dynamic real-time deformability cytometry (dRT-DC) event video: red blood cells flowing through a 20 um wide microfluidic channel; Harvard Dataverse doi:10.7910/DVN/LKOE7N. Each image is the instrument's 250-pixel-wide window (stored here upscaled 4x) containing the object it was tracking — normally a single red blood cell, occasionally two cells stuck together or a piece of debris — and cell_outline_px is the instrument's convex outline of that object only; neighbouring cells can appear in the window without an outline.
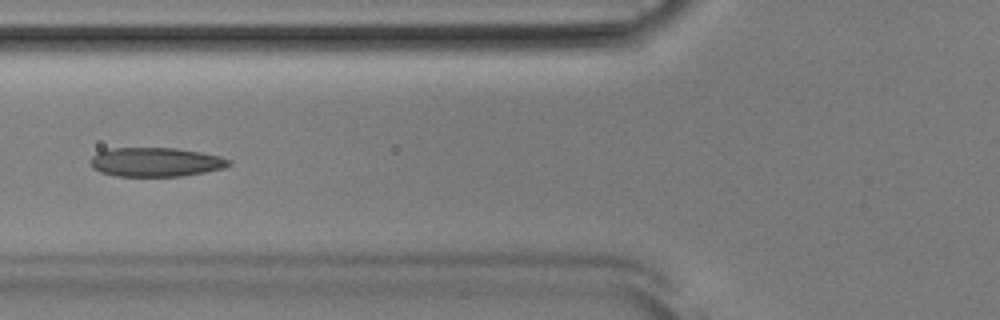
{"species": "Egyptian fruit bat (a non-hibernating species)", "species_latin": "Rousettus aegyptiacus", "temperature_condition": "room temperature", "stored_images_in_passage": 52, "camera_frame_rate_fps": 3000, "um_per_image_px": 0.085, "animal": {"sex": "male"}, "frame": {"image": 1, "passage_image": 20, "time_ms": 6.333, "image_size_px": [1000, 320], "cell_outline_px": [[232, 164], [224, 168], [204, 172], [180, 176], [116, 176], [100, 172], [92, 168], [88, 160], [96, 152], [112, 148], [176, 148], [200, 152], [220, 156], [232, 160]], "centroid_in_image_um": [13.21, 13.77], "position_along_channel_um": 112.6, "area_um2": 23.64}}
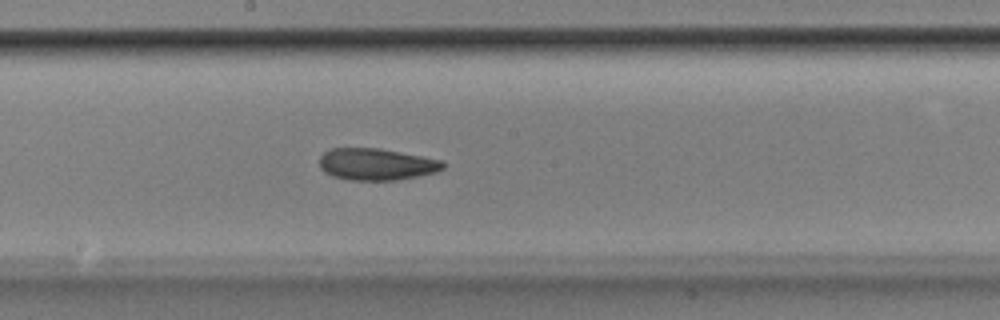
{"frame": {"image": 2, "passage_image": 28, "time_ms": 9.0, "image_size_px": [1000, 320], "cell_outline_px": [[444, 168], [436, 172], [396, 180], [348, 180], [332, 176], [324, 172], [320, 168], [320, 156], [324, 152], [332, 148], [380, 148], [444, 160]], "centroid_in_image_um": [31.99, 13.96], "position_along_channel_um": 216.2, "area_um2": 23.0}}
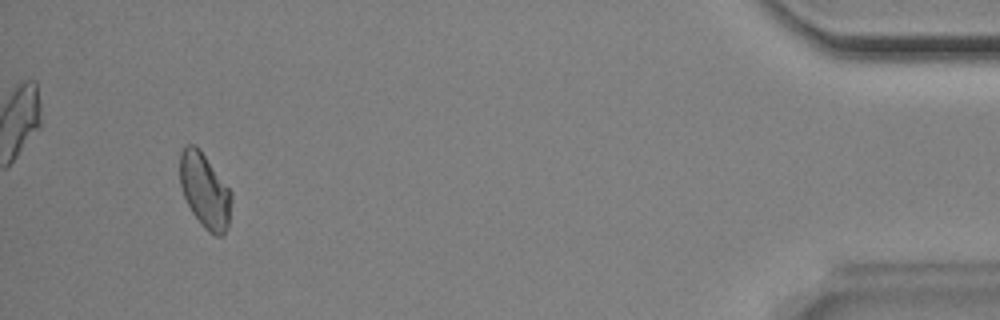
{"frame": {"image": 3, "passage_image": 49, "time_ms": 16.0, "image_size_px": [1000, 320], "cell_outline_px": [[232, 200], [228, 228], [224, 236], [216, 236], [208, 232], [200, 224], [192, 212], [184, 196], [180, 184], [180, 152], [188, 144], [192, 144], [200, 148], [232, 192]], "centroid_in_image_um": [17.43, 16.23], "position_along_channel_um": 417.8, "area_um2": 22.66}, "authors_computed_cell_mechanics": {"area_um2": 23.0044, "velocity_mm_per_s": 3.8814, "shape_relaxation_time_tau1_ms": 6.8827, "shape_relaxation_time_tau2_ms": 4.0124, "deformation_change_tau1": 0.1419, "deformation_change_tau2": 0.0962}}